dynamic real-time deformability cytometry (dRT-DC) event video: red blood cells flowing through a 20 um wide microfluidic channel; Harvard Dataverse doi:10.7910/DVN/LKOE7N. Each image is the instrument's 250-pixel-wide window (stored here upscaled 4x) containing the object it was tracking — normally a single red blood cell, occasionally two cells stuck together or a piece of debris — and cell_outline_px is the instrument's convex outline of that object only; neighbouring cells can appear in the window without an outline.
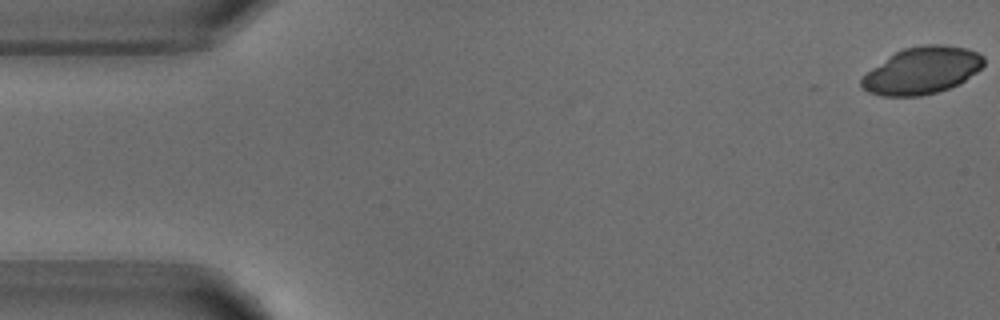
{"species": "common noctule bat (a hibernating species)", "species_latin": "Nyctalus noctula", "temperature_condition": "warm", "stored_images_in_passage": 7, "camera_frame_rate_fps": 3000, "um_per_image_px": 0.085, "animal": {"sex": "male", "body_mass_g": 18.8}, "frame": {"image": 1, "passage_image": 1, "time_ms": 0.0, "image_size_px": [1000, 320], "cell_outline_px": [[984, 64], [976, 72], [964, 80], [948, 88], [936, 92], [920, 96], [880, 96], [868, 92], [860, 84], [860, 80], [872, 68], [888, 56], [904, 48], [924, 44], [944, 44], [968, 48], [984, 56]], "centroid_in_image_um": [78.36, 5.98], "position_along_channel_um": 6.6, "area_um2": 33.29}}